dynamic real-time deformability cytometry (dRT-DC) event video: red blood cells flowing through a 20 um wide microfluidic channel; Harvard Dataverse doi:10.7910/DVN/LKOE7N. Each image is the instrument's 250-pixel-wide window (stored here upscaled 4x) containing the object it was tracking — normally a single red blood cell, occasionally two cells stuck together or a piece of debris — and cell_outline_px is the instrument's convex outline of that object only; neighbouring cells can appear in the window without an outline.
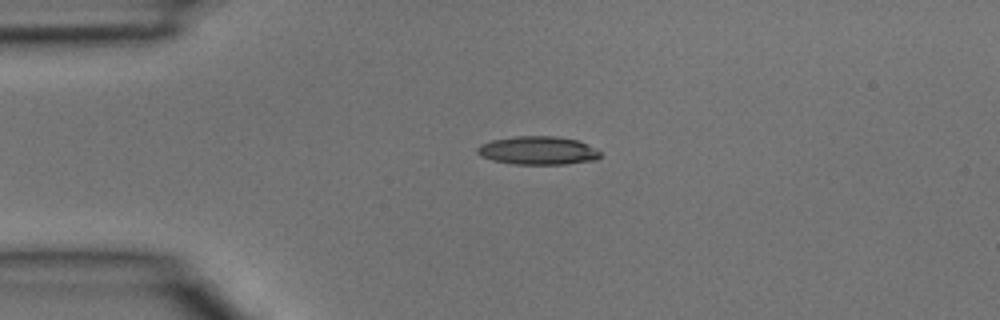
{"species": "common noctule bat (a hibernating species)", "species_latin": "Nyctalus noctula", "temperature_condition": "room temperature", "stored_images_in_passage": 2, "camera_frame_rate_fps": 3000, "um_per_image_px": 0.085, "animal": {"sex": "male", "body_mass_g": 15.6}, "frame": {"image": 1, "passage_image": 1, "time_ms": 0.0, "image_size_px": [1000, 320], "cell_outline_px": [[600, 156], [596, 160], [564, 164], [512, 164], [492, 160], [480, 156], [476, 152], [476, 148], [480, 144], [492, 140], [516, 136], [556, 136], [576, 140], [588, 144], [600, 152]], "centroid_in_image_um": [45.69, 12.79], "position_along_channel_um": 39.3, "area_um2": 20.35}}
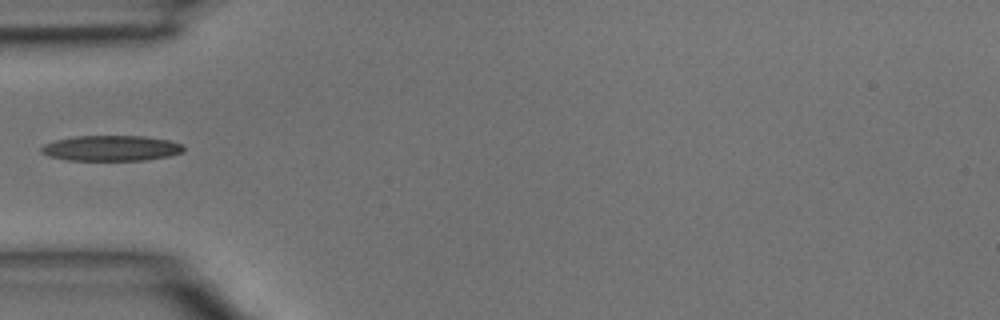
{"frame": {"image": 2, "passage_image": 2, "time_ms": 0.333, "image_size_px": [1000, 320], "cell_outline_px": [[184, 152], [168, 156], [144, 160], [68, 160], [48, 156], [40, 152], [40, 148], [44, 144], [56, 140], [76, 136], [144, 136], [168, 140], [184, 144]], "centroid_in_image_um": [9.46, 12.59], "position_along_channel_um": 75.5, "area_um2": 21.15}}